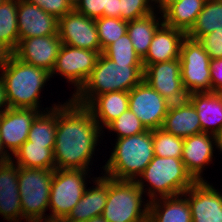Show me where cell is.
Instances as JSON below:
<instances>
[{
  "label": "cell",
  "instance_id": "6da1fadb",
  "mask_svg": "<svg viewBox=\"0 0 222 222\" xmlns=\"http://www.w3.org/2000/svg\"><path fill=\"white\" fill-rule=\"evenodd\" d=\"M63 103L57 106V129L53 150L55 169L89 171V165L93 163V154L95 155L99 138L104 131L85 106L76 104L70 98Z\"/></svg>",
  "mask_w": 222,
  "mask_h": 222
},
{
  "label": "cell",
  "instance_id": "7a4b0ae2",
  "mask_svg": "<svg viewBox=\"0 0 222 222\" xmlns=\"http://www.w3.org/2000/svg\"><path fill=\"white\" fill-rule=\"evenodd\" d=\"M143 64H117L100 53L95 67L71 99L87 106L96 96L113 91L129 92L143 80Z\"/></svg>",
  "mask_w": 222,
  "mask_h": 222
},
{
  "label": "cell",
  "instance_id": "3957f363",
  "mask_svg": "<svg viewBox=\"0 0 222 222\" xmlns=\"http://www.w3.org/2000/svg\"><path fill=\"white\" fill-rule=\"evenodd\" d=\"M5 85L6 97L10 108L40 110V94L50 72L35 67L16 58L14 55L0 73ZM40 102V103H39Z\"/></svg>",
  "mask_w": 222,
  "mask_h": 222
},
{
  "label": "cell",
  "instance_id": "277c9868",
  "mask_svg": "<svg viewBox=\"0 0 222 222\" xmlns=\"http://www.w3.org/2000/svg\"><path fill=\"white\" fill-rule=\"evenodd\" d=\"M116 140L110 158L102 166L103 175L116 180L136 181L155 156L152 130Z\"/></svg>",
  "mask_w": 222,
  "mask_h": 222
},
{
  "label": "cell",
  "instance_id": "5b68a950",
  "mask_svg": "<svg viewBox=\"0 0 222 222\" xmlns=\"http://www.w3.org/2000/svg\"><path fill=\"white\" fill-rule=\"evenodd\" d=\"M137 179L138 186L144 194L147 193L149 201L183 194L196 182L187 172L181 158L159 156H154Z\"/></svg>",
  "mask_w": 222,
  "mask_h": 222
},
{
  "label": "cell",
  "instance_id": "8992f818",
  "mask_svg": "<svg viewBox=\"0 0 222 222\" xmlns=\"http://www.w3.org/2000/svg\"><path fill=\"white\" fill-rule=\"evenodd\" d=\"M143 194L136 181L108 177V196L103 218L107 222H148L149 200L144 202Z\"/></svg>",
  "mask_w": 222,
  "mask_h": 222
},
{
  "label": "cell",
  "instance_id": "52a82bcc",
  "mask_svg": "<svg viewBox=\"0 0 222 222\" xmlns=\"http://www.w3.org/2000/svg\"><path fill=\"white\" fill-rule=\"evenodd\" d=\"M54 169L18 167V187L23 219L29 222L48 217Z\"/></svg>",
  "mask_w": 222,
  "mask_h": 222
},
{
  "label": "cell",
  "instance_id": "ba28073f",
  "mask_svg": "<svg viewBox=\"0 0 222 222\" xmlns=\"http://www.w3.org/2000/svg\"><path fill=\"white\" fill-rule=\"evenodd\" d=\"M88 172L84 169H54L49 197L51 213L48 217L64 219L68 215L83 197Z\"/></svg>",
  "mask_w": 222,
  "mask_h": 222
},
{
  "label": "cell",
  "instance_id": "9c48e42d",
  "mask_svg": "<svg viewBox=\"0 0 222 222\" xmlns=\"http://www.w3.org/2000/svg\"><path fill=\"white\" fill-rule=\"evenodd\" d=\"M181 77L188 94L212 92L210 56L195 39L186 36L180 47Z\"/></svg>",
  "mask_w": 222,
  "mask_h": 222
},
{
  "label": "cell",
  "instance_id": "30bf717a",
  "mask_svg": "<svg viewBox=\"0 0 222 222\" xmlns=\"http://www.w3.org/2000/svg\"><path fill=\"white\" fill-rule=\"evenodd\" d=\"M97 51L75 48L63 44L57 56L50 77L61 75L68 83L74 84V94L85 84L99 57Z\"/></svg>",
  "mask_w": 222,
  "mask_h": 222
},
{
  "label": "cell",
  "instance_id": "8fae6325",
  "mask_svg": "<svg viewBox=\"0 0 222 222\" xmlns=\"http://www.w3.org/2000/svg\"><path fill=\"white\" fill-rule=\"evenodd\" d=\"M170 104L144 80L129 91L128 108L148 130L162 127Z\"/></svg>",
  "mask_w": 222,
  "mask_h": 222
},
{
  "label": "cell",
  "instance_id": "7c38bea8",
  "mask_svg": "<svg viewBox=\"0 0 222 222\" xmlns=\"http://www.w3.org/2000/svg\"><path fill=\"white\" fill-rule=\"evenodd\" d=\"M143 80L171 104L188 99L181 77L179 58L146 66L143 70Z\"/></svg>",
  "mask_w": 222,
  "mask_h": 222
},
{
  "label": "cell",
  "instance_id": "4fadbf2b",
  "mask_svg": "<svg viewBox=\"0 0 222 222\" xmlns=\"http://www.w3.org/2000/svg\"><path fill=\"white\" fill-rule=\"evenodd\" d=\"M58 34L65 45L102 53L95 19L75 9L59 18Z\"/></svg>",
  "mask_w": 222,
  "mask_h": 222
},
{
  "label": "cell",
  "instance_id": "5bb4252c",
  "mask_svg": "<svg viewBox=\"0 0 222 222\" xmlns=\"http://www.w3.org/2000/svg\"><path fill=\"white\" fill-rule=\"evenodd\" d=\"M43 111H45V108L42 111L25 108H8L0 114V139L8 155L13 157L12 155L27 141L32 123ZM9 151L12 153L10 154Z\"/></svg>",
  "mask_w": 222,
  "mask_h": 222
},
{
  "label": "cell",
  "instance_id": "9a60e30c",
  "mask_svg": "<svg viewBox=\"0 0 222 222\" xmlns=\"http://www.w3.org/2000/svg\"><path fill=\"white\" fill-rule=\"evenodd\" d=\"M62 45L59 34L21 39L13 55L51 73Z\"/></svg>",
  "mask_w": 222,
  "mask_h": 222
},
{
  "label": "cell",
  "instance_id": "2e32d148",
  "mask_svg": "<svg viewBox=\"0 0 222 222\" xmlns=\"http://www.w3.org/2000/svg\"><path fill=\"white\" fill-rule=\"evenodd\" d=\"M207 181L195 182L186 196L192 222H222V193Z\"/></svg>",
  "mask_w": 222,
  "mask_h": 222
},
{
  "label": "cell",
  "instance_id": "e0dca14e",
  "mask_svg": "<svg viewBox=\"0 0 222 222\" xmlns=\"http://www.w3.org/2000/svg\"><path fill=\"white\" fill-rule=\"evenodd\" d=\"M215 146L216 137L212 134L201 132L183 138L181 159L187 172L196 182L207 181L202 177L203 170L212 163Z\"/></svg>",
  "mask_w": 222,
  "mask_h": 222
},
{
  "label": "cell",
  "instance_id": "ac0fdd59",
  "mask_svg": "<svg viewBox=\"0 0 222 222\" xmlns=\"http://www.w3.org/2000/svg\"><path fill=\"white\" fill-rule=\"evenodd\" d=\"M59 19L42 8L27 2L18 0L17 26L19 41L31 37H41L58 34Z\"/></svg>",
  "mask_w": 222,
  "mask_h": 222
},
{
  "label": "cell",
  "instance_id": "d6986e66",
  "mask_svg": "<svg viewBox=\"0 0 222 222\" xmlns=\"http://www.w3.org/2000/svg\"><path fill=\"white\" fill-rule=\"evenodd\" d=\"M0 215L9 222H21L23 219L18 166L12 160L0 165Z\"/></svg>",
  "mask_w": 222,
  "mask_h": 222
},
{
  "label": "cell",
  "instance_id": "ffe728a7",
  "mask_svg": "<svg viewBox=\"0 0 222 222\" xmlns=\"http://www.w3.org/2000/svg\"><path fill=\"white\" fill-rule=\"evenodd\" d=\"M186 33L180 29L162 24L155 32L148 48V53L142 59L143 67L158 62H165L180 57V47Z\"/></svg>",
  "mask_w": 222,
  "mask_h": 222
},
{
  "label": "cell",
  "instance_id": "44dd1931",
  "mask_svg": "<svg viewBox=\"0 0 222 222\" xmlns=\"http://www.w3.org/2000/svg\"><path fill=\"white\" fill-rule=\"evenodd\" d=\"M90 189L86 188L83 197L64 218L68 222H87L95 216L102 215L107 203L108 176L95 177Z\"/></svg>",
  "mask_w": 222,
  "mask_h": 222
},
{
  "label": "cell",
  "instance_id": "7402d4cb",
  "mask_svg": "<svg viewBox=\"0 0 222 222\" xmlns=\"http://www.w3.org/2000/svg\"><path fill=\"white\" fill-rule=\"evenodd\" d=\"M161 128L181 138L202 132L197 110L188 99L170 104Z\"/></svg>",
  "mask_w": 222,
  "mask_h": 222
},
{
  "label": "cell",
  "instance_id": "603a6c76",
  "mask_svg": "<svg viewBox=\"0 0 222 222\" xmlns=\"http://www.w3.org/2000/svg\"><path fill=\"white\" fill-rule=\"evenodd\" d=\"M188 100L197 110L202 132L216 136L222 131L221 92L191 93Z\"/></svg>",
  "mask_w": 222,
  "mask_h": 222
},
{
  "label": "cell",
  "instance_id": "cb8c5ba5",
  "mask_svg": "<svg viewBox=\"0 0 222 222\" xmlns=\"http://www.w3.org/2000/svg\"><path fill=\"white\" fill-rule=\"evenodd\" d=\"M148 203V222H192L189 202L184 194L156 198Z\"/></svg>",
  "mask_w": 222,
  "mask_h": 222
},
{
  "label": "cell",
  "instance_id": "d4e9b609",
  "mask_svg": "<svg viewBox=\"0 0 222 222\" xmlns=\"http://www.w3.org/2000/svg\"><path fill=\"white\" fill-rule=\"evenodd\" d=\"M129 92L113 91L96 96L86 108L90 111L98 126L103 129L128 110Z\"/></svg>",
  "mask_w": 222,
  "mask_h": 222
},
{
  "label": "cell",
  "instance_id": "484cf974",
  "mask_svg": "<svg viewBox=\"0 0 222 222\" xmlns=\"http://www.w3.org/2000/svg\"><path fill=\"white\" fill-rule=\"evenodd\" d=\"M206 0H180L162 3L158 10L162 13L163 23L187 33L194 25Z\"/></svg>",
  "mask_w": 222,
  "mask_h": 222
},
{
  "label": "cell",
  "instance_id": "4316f807",
  "mask_svg": "<svg viewBox=\"0 0 222 222\" xmlns=\"http://www.w3.org/2000/svg\"><path fill=\"white\" fill-rule=\"evenodd\" d=\"M158 13H157V12ZM160 14L161 17L156 15ZM162 14L155 10L144 17L128 21L127 33L132 41L135 52L143 59L148 53V48L155 35L156 30L163 24Z\"/></svg>",
  "mask_w": 222,
  "mask_h": 222
},
{
  "label": "cell",
  "instance_id": "83f0119b",
  "mask_svg": "<svg viewBox=\"0 0 222 222\" xmlns=\"http://www.w3.org/2000/svg\"><path fill=\"white\" fill-rule=\"evenodd\" d=\"M54 147L55 145H39L25 141L14 153L15 160H11L18 167L55 169Z\"/></svg>",
  "mask_w": 222,
  "mask_h": 222
},
{
  "label": "cell",
  "instance_id": "f1b7e54d",
  "mask_svg": "<svg viewBox=\"0 0 222 222\" xmlns=\"http://www.w3.org/2000/svg\"><path fill=\"white\" fill-rule=\"evenodd\" d=\"M215 30H222V0H206L202 11L186 36L198 40L201 36Z\"/></svg>",
  "mask_w": 222,
  "mask_h": 222
},
{
  "label": "cell",
  "instance_id": "f546056e",
  "mask_svg": "<svg viewBox=\"0 0 222 222\" xmlns=\"http://www.w3.org/2000/svg\"><path fill=\"white\" fill-rule=\"evenodd\" d=\"M52 105L35 118L28 133L27 141L39 145H55L58 105L56 103Z\"/></svg>",
  "mask_w": 222,
  "mask_h": 222
},
{
  "label": "cell",
  "instance_id": "4dcf8cb0",
  "mask_svg": "<svg viewBox=\"0 0 222 222\" xmlns=\"http://www.w3.org/2000/svg\"><path fill=\"white\" fill-rule=\"evenodd\" d=\"M17 6L18 0H5L0 4V43L12 52L19 43Z\"/></svg>",
  "mask_w": 222,
  "mask_h": 222
},
{
  "label": "cell",
  "instance_id": "1f68e13d",
  "mask_svg": "<svg viewBox=\"0 0 222 222\" xmlns=\"http://www.w3.org/2000/svg\"><path fill=\"white\" fill-rule=\"evenodd\" d=\"M152 142L155 156L181 158L183 138L158 128L152 130Z\"/></svg>",
  "mask_w": 222,
  "mask_h": 222
},
{
  "label": "cell",
  "instance_id": "d6a6232c",
  "mask_svg": "<svg viewBox=\"0 0 222 222\" xmlns=\"http://www.w3.org/2000/svg\"><path fill=\"white\" fill-rule=\"evenodd\" d=\"M95 23L102 53L110 44L127 33L128 21L120 18L103 16L95 19Z\"/></svg>",
  "mask_w": 222,
  "mask_h": 222
},
{
  "label": "cell",
  "instance_id": "836d02e7",
  "mask_svg": "<svg viewBox=\"0 0 222 222\" xmlns=\"http://www.w3.org/2000/svg\"><path fill=\"white\" fill-rule=\"evenodd\" d=\"M75 10L91 19L120 18V0H81Z\"/></svg>",
  "mask_w": 222,
  "mask_h": 222
},
{
  "label": "cell",
  "instance_id": "e575fe53",
  "mask_svg": "<svg viewBox=\"0 0 222 222\" xmlns=\"http://www.w3.org/2000/svg\"><path fill=\"white\" fill-rule=\"evenodd\" d=\"M103 54L117 64H143L142 59L135 52L128 33L110 44Z\"/></svg>",
  "mask_w": 222,
  "mask_h": 222
},
{
  "label": "cell",
  "instance_id": "d590c367",
  "mask_svg": "<svg viewBox=\"0 0 222 222\" xmlns=\"http://www.w3.org/2000/svg\"><path fill=\"white\" fill-rule=\"evenodd\" d=\"M106 129L117 133L116 139L137 135L147 130L140 119L129 109L112 121Z\"/></svg>",
  "mask_w": 222,
  "mask_h": 222
},
{
  "label": "cell",
  "instance_id": "8d00e7d4",
  "mask_svg": "<svg viewBox=\"0 0 222 222\" xmlns=\"http://www.w3.org/2000/svg\"><path fill=\"white\" fill-rule=\"evenodd\" d=\"M157 9L150 0H120V19L132 21L153 13Z\"/></svg>",
  "mask_w": 222,
  "mask_h": 222
},
{
  "label": "cell",
  "instance_id": "74e56055",
  "mask_svg": "<svg viewBox=\"0 0 222 222\" xmlns=\"http://www.w3.org/2000/svg\"><path fill=\"white\" fill-rule=\"evenodd\" d=\"M211 60L222 58V30H215L197 40Z\"/></svg>",
  "mask_w": 222,
  "mask_h": 222
},
{
  "label": "cell",
  "instance_id": "f35d334b",
  "mask_svg": "<svg viewBox=\"0 0 222 222\" xmlns=\"http://www.w3.org/2000/svg\"><path fill=\"white\" fill-rule=\"evenodd\" d=\"M27 2L34 4L42 8L46 13L60 17L68 14L72 8L66 0H26Z\"/></svg>",
  "mask_w": 222,
  "mask_h": 222
},
{
  "label": "cell",
  "instance_id": "ab89813d",
  "mask_svg": "<svg viewBox=\"0 0 222 222\" xmlns=\"http://www.w3.org/2000/svg\"><path fill=\"white\" fill-rule=\"evenodd\" d=\"M212 92L222 93V58L210 61Z\"/></svg>",
  "mask_w": 222,
  "mask_h": 222
},
{
  "label": "cell",
  "instance_id": "60d3db41",
  "mask_svg": "<svg viewBox=\"0 0 222 222\" xmlns=\"http://www.w3.org/2000/svg\"><path fill=\"white\" fill-rule=\"evenodd\" d=\"M12 55L13 52L4 44L0 43V72H2V70L7 66Z\"/></svg>",
  "mask_w": 222,
  "mask_h": 222
},
{
  "label": "cell",
  "instance_id": "b9f144b4",
  "mask_svg": "<svg viewBox=\"0 0 222 222\" xmlns=\"http://www.w3.org/2000/svg\"><path fill=\"white\" fill-rule=\"evenodd\" d=\"M10 108L7 97H6V90L5 85L2 77L0 76V114Z\"/></svg>",
  "mask_w": 222,
  "mask_h": 222
},
{
  "label": "cell",
  "instance_id": "7bdbcfd3",
  "mask_svg": "<svg viewBox=\"0 0 222 222\" xmlns=\"http://www.w3.org/2000/svg\"><path fill=\"white\" fill-rule=\"evenodd\" d=\"M11 156L4 150L0 139V165L11 160Z\"/></svg>",
  "mask_w": 222,
  "mask_h": 222
},
{
  "label": "cell",
  "instance_id": "ee69618b",
  "mask_svg": "<svg viewBox=\"0 0 222 222\" xmlns=\"http://www.w3.org/2000/svg\"><path fill=\"white\" fill-rule=\"evenodd\" d=\"M29 222H64V219L46 217V218L34 219Z\"/></svg>",
  "mask_w": 222,
  "mask_h": 222
},
{
  "label": "cell",
  "instance_id": "f6af8a7d",
  "mask_svg": "<svg viewBox=\"0 0 222 222\" xmlns=\"http://www.w3.org/2000/svg\"><path fill=\"white\" fill-rule=\"evenodd\" d=\"M216 149L222 153V131L218 133L216 136Z\"/></svg>",
  "mask_w": 222,
  "mask_h": 222
},
{
  "label": "cell",
  "instance_id": "bcb514c9",
  "mask_svg": "<svg viewBox=\"0 0 222 222\" xmlns=\"http://www.w3.org/2000/svg\"><path fill=\"white\" fill-rule=\"evenodd\" d=\"M87 222H107L102 215L95 216Z\"/></svg>",
  "mask_w": 222,
  "mask_h": 222
},
{
  "label": "cell",
  "instance_id": "7dc6e473",
  "mask_svg": "<svg viewBox=\"0 0 222 222\" xmlns=\"http://www.w3.org/2000/svg\"><path fill=\"white\" fill-rule=\"evenodd\" d=\"M72 9H75L81 0H66Z\"/></svg>",
  "mask_w": 222,
  "mask_h": 222
},
{
  "label": "cell",
  "instance_id": "c3c4849f",
  "mask_svg": "<svg viewBox=\"0 0 222 222\" xmlns=\"http://www.w3.org/2000/svg\"><path fill=\"white\" fill-rule=\"evenodd\" d=\"M163 1H164V0H150V2H151L154 6L157 7V9H158V7L163 3ZM155 4H157V5H155Z\"/></svg>",
  "mask_w": 222,
  "mask_h": 222
},
{
  "label": "cell",
  "instance_id": "681fc988",
  "mask_svg": "<svg viewBox=\"0 0 222 222\" xmlns=\"http://www.w3.org/2000/svg\"><path fill=\"white\" fill-rule=\"evenodd\" d=\"M180 0H164L163 3H172V2H177Z\"/></svg>",
  "mask_w": 222,
  "mask_h": 222
}]
</instances>
